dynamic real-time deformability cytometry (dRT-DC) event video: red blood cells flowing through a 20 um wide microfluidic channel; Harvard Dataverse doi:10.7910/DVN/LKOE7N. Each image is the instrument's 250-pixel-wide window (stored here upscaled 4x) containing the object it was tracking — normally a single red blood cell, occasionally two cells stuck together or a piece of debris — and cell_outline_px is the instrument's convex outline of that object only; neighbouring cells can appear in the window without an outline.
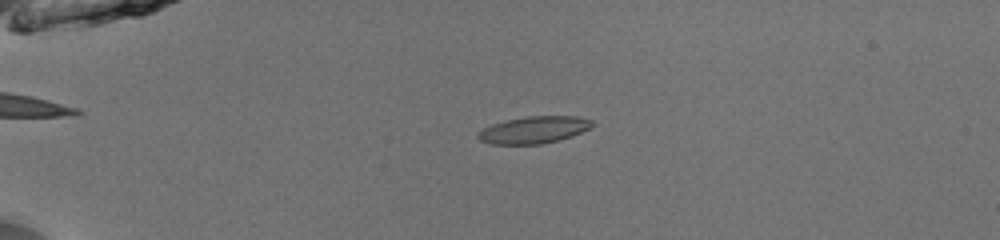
{"species": "common noctule bat (a hibernating species)", "species_latin": "Nyctalus noctula", "temperature_condition": "room temperature", "stored_images_in_passage": 41, "camera_frame_rate_fps": 3000, "um_per_image_px": 0.085, "animal": {"sex": "male", "body_mass_g": 13.0, "forearm_length_mm": 53.1}, "frame": {"image": 1, "passage_image": 3, "time_ms": 0.667, "image_size_px": [1000, 240], "cell_outline_px": [[592, 124], [588, 128], [572, 136], [540, 144], [492, 144], [480, 140], [476, 136], [484, 128], [492, 124], [508, 120], [528, 116], [576, 116], [592, 120]], "centroid_in_image_um": [45.36, 11.03], "position_along_channel_um": 39.6, "area_um2": 17.57}}
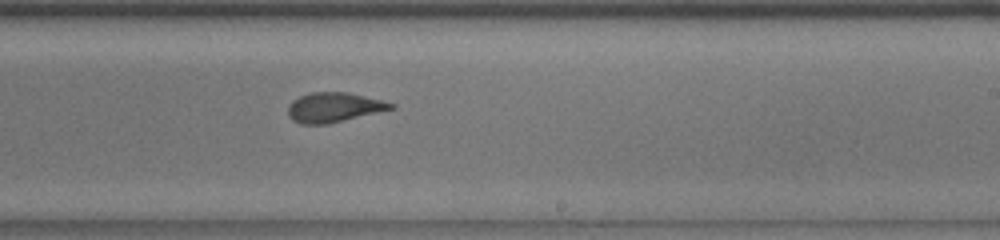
{"frame": {"image": 2, "passage_image": 23, "time_ms": 7.333, "image_size_px": [1000, 240], "cell_outline_px": [[396, 108], [328, 124], [300, 124], [292, 120], [288, 116], [288, 104], [292, 100], [300, 96], [312, 92], [348, 92], [396, 104]], "centroid_in_image_um": [28.36, 9.13], "position_along_channel_um": 260.6, "area_um2": 17.86}}
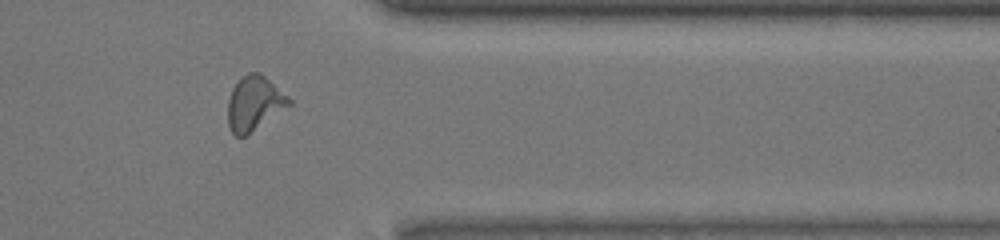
{"frame": {"image": 3, "passage_image": 33, "time_ms": 10.667, "image_size_px": [1000, 240], "cell_outline_px": [[292, 104], [244, 136], [236, 136], [232, 132], [228, 124], [228, 100], [232, 88], [248, 72], [260, 72], [288, 96], [292, 100]], "centroid_in_image_um": [21.62, 8.77], "position_along_channel_um": 389.8, "area_um2": 19.02}, "authors_computed_cell_mechanics": {"area_um2": 18.207, "velocity_mm_per_s": 4.0269, "shape_relaxation_time_tau1_ms": 3.7024, "shape_relaxation_time_tau2_ms": 1.1207, "deformation_change_tau1": 0.1555, "deformation_change_tau2": 0.08}}